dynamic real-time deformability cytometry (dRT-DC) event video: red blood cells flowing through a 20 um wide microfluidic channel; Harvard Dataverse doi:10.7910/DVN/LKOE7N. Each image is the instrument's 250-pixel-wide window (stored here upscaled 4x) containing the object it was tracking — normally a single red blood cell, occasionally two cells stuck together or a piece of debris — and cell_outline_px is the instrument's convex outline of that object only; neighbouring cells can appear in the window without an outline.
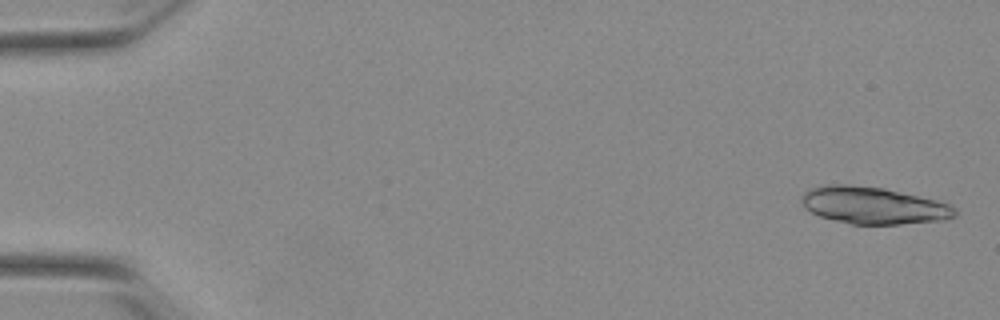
{"species": "Egyptian fruit bat (a non-hibernating species)", "species_latin": "Rousettus aegyptiacus", "temperature_condition": "warm", "stored_images_in_passage": 51, "segment_of_instrument_passage": [1, 2], "camera_frame_rate_fps": 3000, "um_per_image_px": 0.085, "animal": {"sex": "female"}, "frame": {"image": 1, "passage_image": 2, "time_ms": 0.333, "image_size_px": [1000, 320], "cell_outline_px": [[956, 216], [944, 220], [900, 224], [852, 224], [820, 216], [804, 208], [800, 200], [800, 196], [808, 188], [828, 184], [848, 184], [884, 188], [936, 200], [948, 204], [956, 208]], "centroid_in_image_um": [74.2, 17.45], "position_along_channel_um": 10.8, "area_um2": 33.18}}